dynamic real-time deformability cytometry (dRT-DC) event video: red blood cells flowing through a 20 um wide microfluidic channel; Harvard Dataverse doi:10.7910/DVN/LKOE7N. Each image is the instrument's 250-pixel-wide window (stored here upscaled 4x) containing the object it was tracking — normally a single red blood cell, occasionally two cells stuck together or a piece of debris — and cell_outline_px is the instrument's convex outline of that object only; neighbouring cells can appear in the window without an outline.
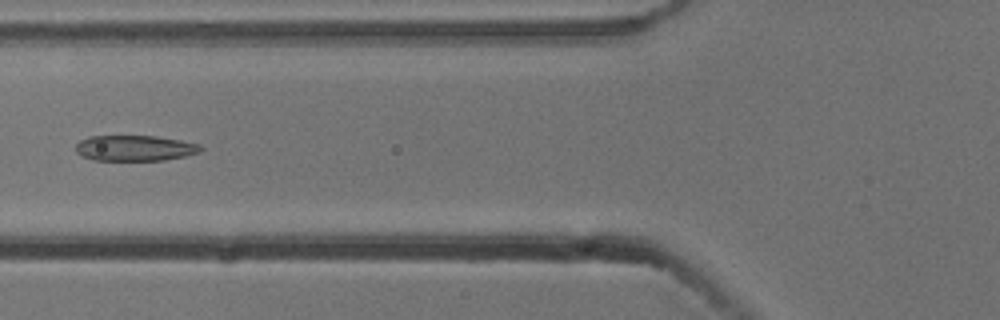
{"species": "common noctule bat (a hibernating species)", "species_latin": "Nyctalus noctula", "temperature_condition": "cold", "stored_images_in_passage": 7, "camera_frame_rate_fps": 3000, "um_per_image_px": 0.085, "animal": {"sex": "male", "body_mass_g": 13.3}, "frame": {"image": 1, "passage_image": 4, "time_ms": 1.0, "image_size_px": [1000, 320], "cell_outline_px": [[204, 148], [200, 152], [184, 156], [164, 160], [92, 160], [76, 152], [76, 144], [80, 140], [88, 136], [156, 136], [180, 140], [200, 144]], "centroid_in_image_um": [11.47, 12.58], "position_along_channel_um": 114.3, "area_um2": 18.67}}
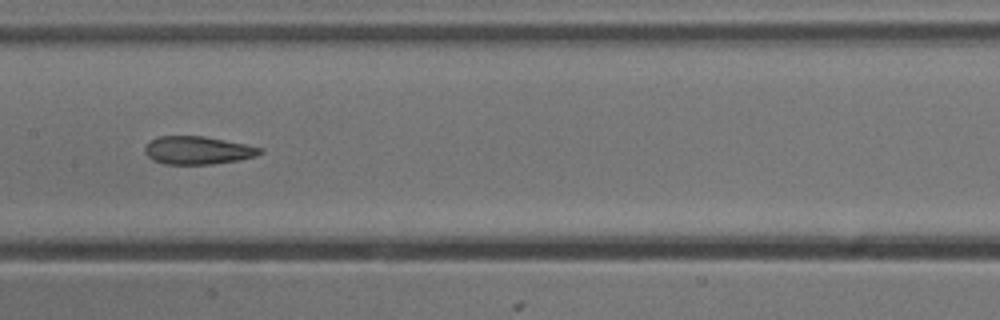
{"frame": {"image": 2, "passage_image": 6, "time_ms": 1.667, "image_size_px": [1000, 320], "cell_outline_px": [[264, 152], [256, 156], [240, 160], [212, 164], [164, 164], [152, 160], [144, 152], [144, 148], [152, 140], [160, 136], [204, 136], [264, 148]], "centroid_in_image_um": [16.83, 12.78], "position_along_channel_um": 190.6, "area_um2": 18.79}}
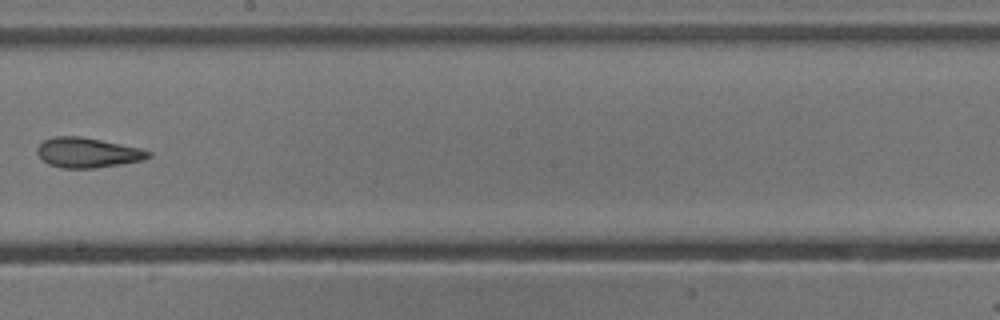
{"frame": {"image": 3, "passage_image": 7, "time_ms": 2.0, "image_size_px": [1000, 320], "cell_outline_px": [[152, 156], [140, 160], [120, 164], [92, 168], [60, 168], [48, 164], [36, 152], [36, 148], [44, 140], [52, 136], [80, 136], [140, 148], [152, 152]], "centroid_in_image_um": [7.41, 12.97], "position_along_channel_um": 240.8, "area_um2": 19.25}}